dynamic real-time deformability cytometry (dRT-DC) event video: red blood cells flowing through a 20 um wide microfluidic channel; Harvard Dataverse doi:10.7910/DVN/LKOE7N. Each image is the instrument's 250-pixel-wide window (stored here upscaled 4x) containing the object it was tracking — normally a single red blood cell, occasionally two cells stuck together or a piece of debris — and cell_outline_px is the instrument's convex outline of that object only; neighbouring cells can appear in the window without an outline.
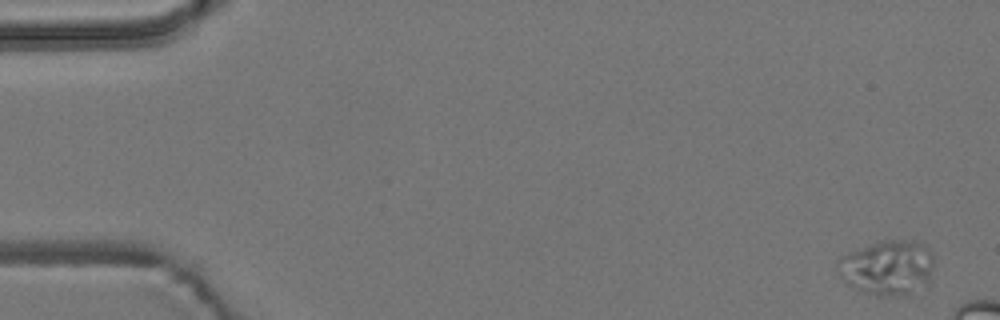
{"species": "common noctule bat (a hibernating species)", "species_latin": "Nyctalus noctula", "temperature_condition": "room temperature", "stored_images_in_passage": 5, "camera_frame_rate_fps": 3000, "um_per_image_px": 0.085, "animal": {"sex": "male", "body_mass_g": 19.2, "forearm_length_mm": 51.8}, "frame": {"image": 1, "passage_image": 1, "time_ms": 0.0, "image_size_px": [1000, 320], "cell_outline_px": [[932, 268], [928, 284], [908, 292], [884, 296], [876, 296], [856, 288], [848, 284], [840, 276], [836, 264], [836, 260], [848, 252], [880, 240], [912, 240], [924, 244], [928, 248], [932, 256]], "centroid_in_image_um": [75.4, 22.71], "position_along_channel_um": 9.6, "area_um2": 30.46}}